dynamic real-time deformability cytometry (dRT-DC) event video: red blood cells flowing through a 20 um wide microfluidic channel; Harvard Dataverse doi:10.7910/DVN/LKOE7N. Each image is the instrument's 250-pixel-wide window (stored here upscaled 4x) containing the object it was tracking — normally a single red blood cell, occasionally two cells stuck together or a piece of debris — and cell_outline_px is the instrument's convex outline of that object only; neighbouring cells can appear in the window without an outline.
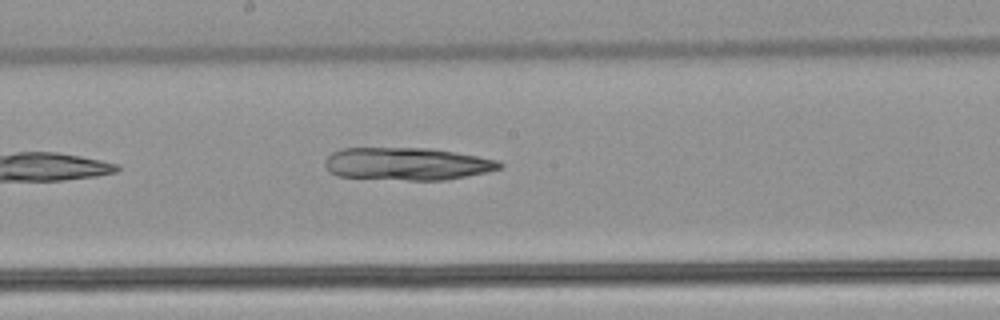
{"species": "common noctule bat (a hibernating species)", "species_latin": "Nyctalus noctula", "temperature_condition": "warm", "stored_images_in_passage": 8, "segment_of_instrument_passage": [1, 2], "camera_frame_rate_fps": 3000, "um_per_image_px": 0.085, "animal": {"sex": "male", "body_mass_g": 21.5, "forearm_length_mm": 52.0}, "frame": {"image": 1, "passage_image": 7, "time_ms": 2.0, "image_size_px": [1000, 320], "cell_outline_px": [[504, 164], [500, 168], [488, 172], [444, 180], [408, 180], [336, 176], [328, 172], [324, 164], [324, 160], [332, 152], [340, 148], [432, 148], [456, 152], [500, 160]], "centroid_in_image_um": [34.59, 13.92], "position_along_channel_um": 213.6, "area_um2": 33.47}}